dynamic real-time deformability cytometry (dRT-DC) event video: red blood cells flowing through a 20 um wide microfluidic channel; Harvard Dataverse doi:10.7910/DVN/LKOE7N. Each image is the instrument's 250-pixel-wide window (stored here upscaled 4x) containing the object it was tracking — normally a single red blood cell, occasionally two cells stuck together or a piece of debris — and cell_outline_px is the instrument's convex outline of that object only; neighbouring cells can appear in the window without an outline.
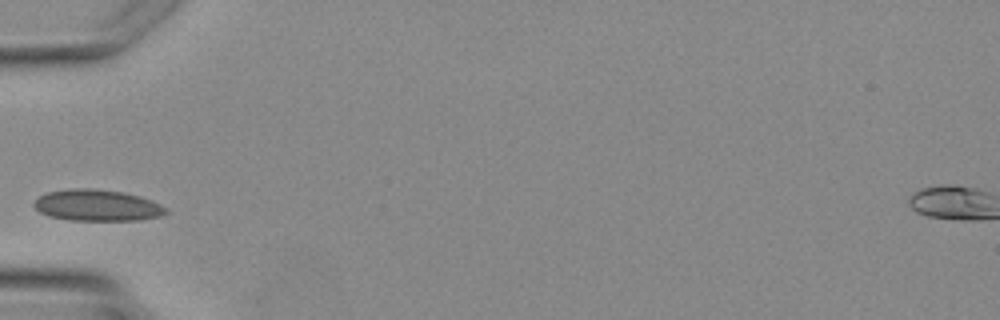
{"species": "Egyptian fruit bat (a non-hibernating species)", "species_latin": "Rousettus aegyptiacus", "temperature_condition": "warm", "stored_images_in_passage": 1, "camera_frame_rate_fps": 3000, "um_per_image_px": 0.085, "animal": {"sex": "female"}, "frame": {"image": 1, "passage_image": 1, "time_ms": 0.0, "image_size_px": [1000, 320], "cell_outline_px": [[168, 212], [160, 216], [140, 220], [68, 220], [48, 216], [40, 212], [32, 204], [40, 196], [48, 192], [72, 188], [88, 188], [120, 192], [136, 196], [160, 204], [168, 208]], "centroid_in_image_um": [8.23, 17.47], "position_along_channel_um": 76.8, "area_um2": 23.81}}